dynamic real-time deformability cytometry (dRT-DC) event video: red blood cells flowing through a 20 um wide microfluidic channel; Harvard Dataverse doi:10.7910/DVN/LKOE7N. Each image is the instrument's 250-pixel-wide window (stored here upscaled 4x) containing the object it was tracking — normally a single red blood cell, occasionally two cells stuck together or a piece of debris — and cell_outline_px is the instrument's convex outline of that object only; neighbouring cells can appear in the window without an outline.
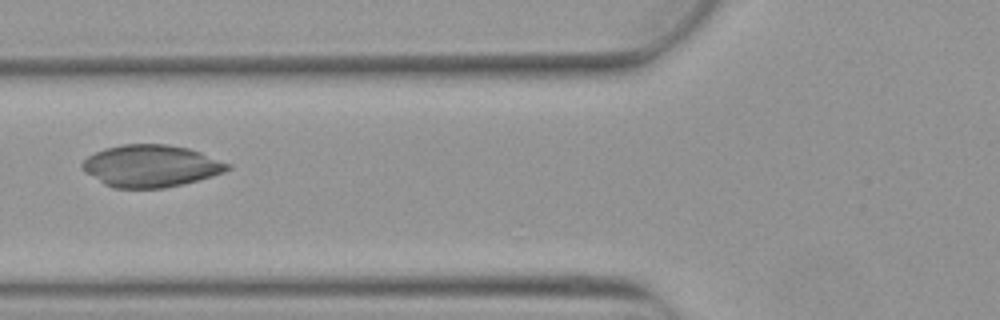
{"species": "Egyptian fruit bat (a non-hibernating species)", "species_latin": "Rousettus aegyptiacus", "temperature_condition": "warm", "stored_images_in_passage": 2, "camera_frame_rate_fps": 3000, "um_per_image_px": 0.085, "animal": {"sex": "female"}, "frame": {"image": 1, "passage_image": 2, "time_ms": 0.333, "image_size_px": [1000, 320], "cell_outline_px": [[232, 168], [224, 172], [212, 176], [184, 184], [164, 188], [112, 188], [104, 184], [84, 172], [80, 168], [80, 164], [88, 156], [104, 148], [120, 144], [168, 144], [188, 148], [200, 152], [232, 164]], "centroid_in_image_um": [12.82, 14.1], "position_along_channel_um": 113.0, "area_um2": 35.95}}